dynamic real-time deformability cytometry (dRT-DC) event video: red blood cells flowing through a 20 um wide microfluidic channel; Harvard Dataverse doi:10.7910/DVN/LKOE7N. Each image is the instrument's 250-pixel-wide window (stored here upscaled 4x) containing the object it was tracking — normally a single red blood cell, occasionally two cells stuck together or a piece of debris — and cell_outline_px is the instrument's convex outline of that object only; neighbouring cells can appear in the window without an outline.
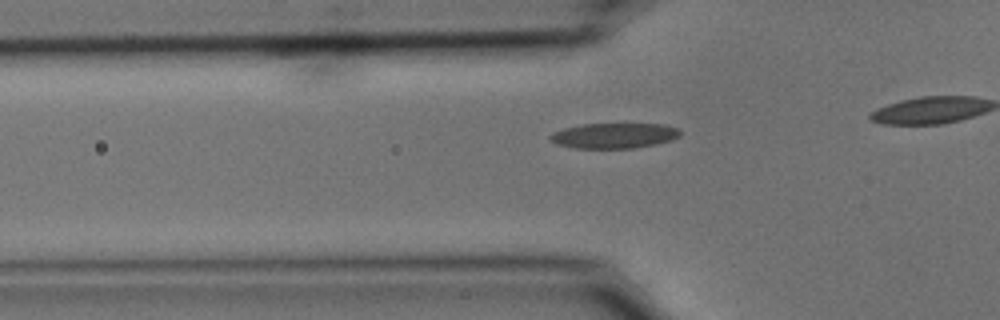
{"species": "common noctule bat (a hibernating species)", "species_latin": "Nyctalus noctula", "temperature_condition": "cold", "stored_images_in_passage": 27, "camera_frame_rate_fps": 3000, "um_per_image_px": 0.085, "animal": {"sex": "male", "body_mass_g": 15.6}, "frame": {"image": 1, "passage_image": 2, "time_ms": 0.333, "image_size_px": [1000, 320], "cell_outline_px": [[680, 136], [672, 140], [656, 144], [632, 148], [572, 148], [556, 144], [548, 136], [552, 132], [564, 128], [580, 124], [664, 124], [680, 128]], "centroid_in_image_um": [52.2, 11.52], "position_along_channel_um": 73.6, "area_um2": 19.31}}
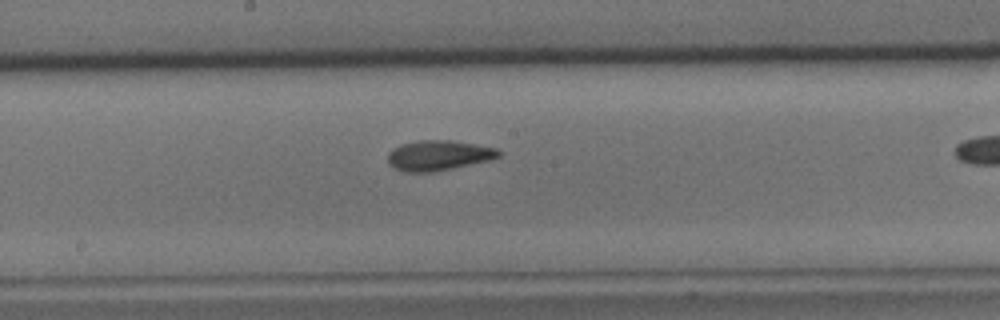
{"frame": {"image": 2, "passage_image": 13, "time_ms": 4.0, "image_size_px": [1000, 320], "cell_outline_px": [[500, 156], [488, 160], [452, 168], [432, 172], [408, 172], [396, 168], [388, 164], [388, 152], [400, 144], [416, 140], [448, 140], [496, 148], [500, 152]], "centroid_in_image_um": [37.22, 13.2], "position_along_channel_um": 211.0, "area_um2": 19.19}}
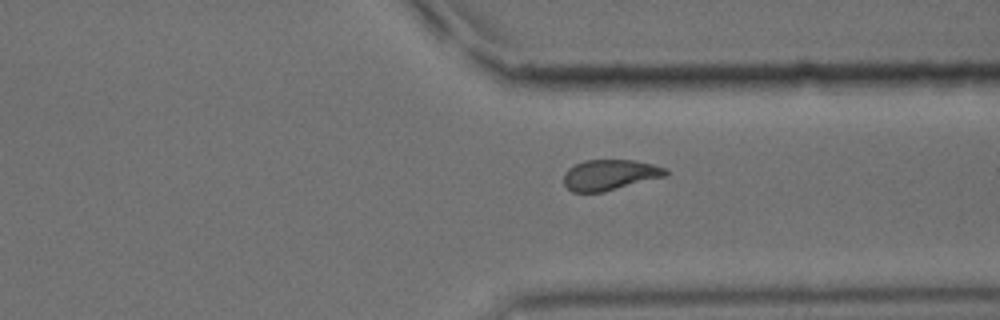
{"frame": {"image": 3, "passage_image": 25, "time_ms": 8.0, "image_size_px": [1000, 320], "cell_outline_px": [[668, 176], [604, 192], [572, 192], [564, 184], [564, 172], [568, 168], [584, 160], [632, 160], [652, 164], [668, 168]], "centroid_in_image_um": [51.86, 14.87], "position_along_channel_um": 359.5, "area_um2": 18.38}}